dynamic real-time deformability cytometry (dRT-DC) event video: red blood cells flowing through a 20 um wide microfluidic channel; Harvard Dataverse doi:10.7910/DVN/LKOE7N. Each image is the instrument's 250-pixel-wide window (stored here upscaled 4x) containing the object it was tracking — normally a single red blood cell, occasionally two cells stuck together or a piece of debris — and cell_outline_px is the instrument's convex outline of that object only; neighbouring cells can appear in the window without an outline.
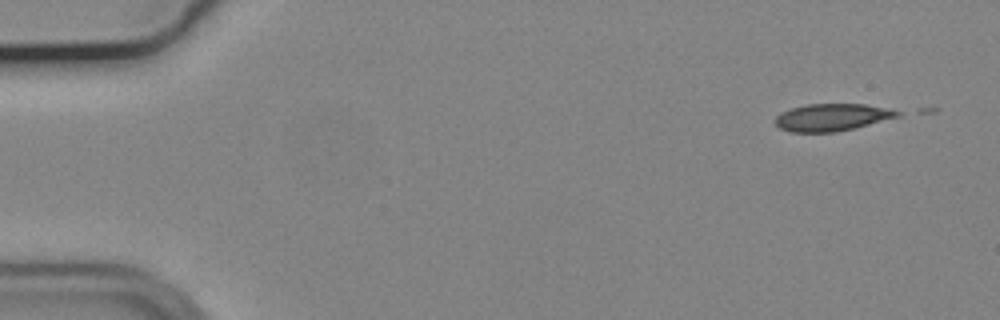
{"species": "common noctule bat (a hibernating species)", "species_latin": "Nyctalus noctula", "temperature_condition": "cold", "stored_images_in_passage": 3, "camera_frame_rate_fps": 3000, "um_per_image_px": 0.085, "animal": {"sex": "male", "body_mass_g": 19.2, "forearm_length_mm": 51.8}, "frame": {"image": 1, "passage_image": 1, "time_ms": 0.0, "image_size_px": [1000, 320], "cell_outline_px": [[908, 112], [900, 116], [856, 128], [836, 132], [788, 132], [780, 128], [776, 124], [776, 116], [780, 112], [792, 108], [808, 104], [864, 104], [892, 108]], "centroid_in_image_um": [70.81, 9.97], "position_along_channel_um": 14.2, "area_um2": 19.77}}